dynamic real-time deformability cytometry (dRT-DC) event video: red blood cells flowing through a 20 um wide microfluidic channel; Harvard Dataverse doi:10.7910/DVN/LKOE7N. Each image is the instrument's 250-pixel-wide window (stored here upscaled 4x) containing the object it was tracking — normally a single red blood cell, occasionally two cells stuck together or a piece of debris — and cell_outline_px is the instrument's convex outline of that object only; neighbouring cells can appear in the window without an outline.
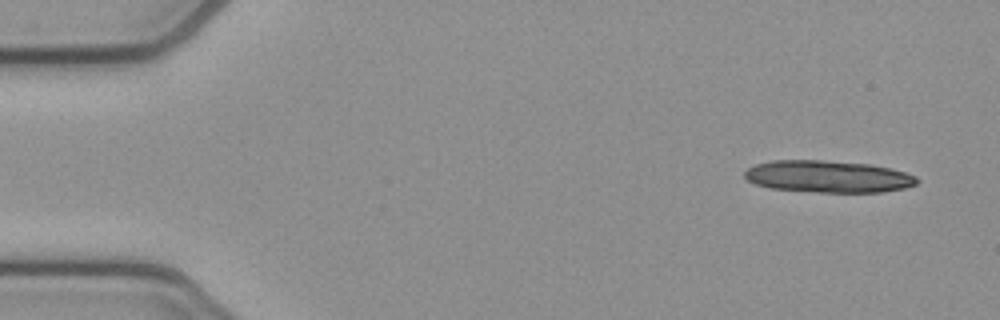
{"species": "common noctule bat (a hibernating species)", "species_latin": "Nyctalus noctula", "temperature_condition": "cold", "stored_images_in_passage": 31, "camera_frame_rate_fps": 3000, "um_per_image_px": 0.085, "animal": {"sex": "female", "body_mass_g": 21.9}, "frame": {"image": 1, "passage_image": 1, "time_ms": 0.0, "image_size_px": [1000, 320], "cell_outline_px": [[920, 180], [916, 184], [904, 188], [880, 192], [820, 192], [772, 188], [756, 184], [748, 180], [744, 176], [744, 172], [748, 168], [756, 164], [772, 160], [820, 160], [872, 164], [904, 172], [916, 176]], "centroid_in_image_um": [70.39, 15.0], "position_along_channel_um": 14.6, "area_um2": 31.96}}
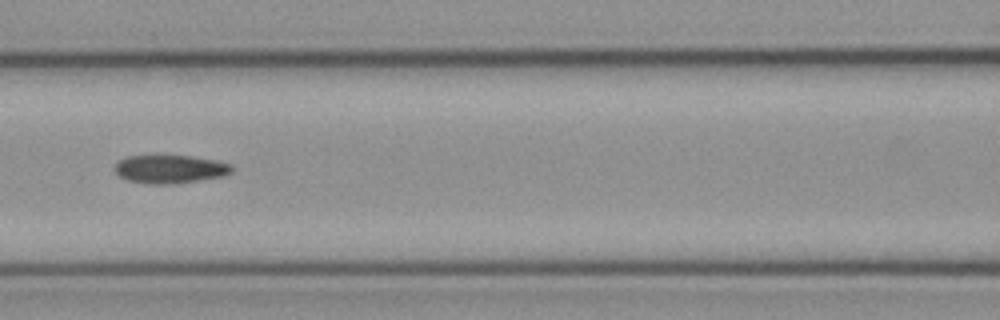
{"frame": {"image": 2, "passage_image": 21, "time_ms": 6.667, "image_size_px": [1000, 320], "cell_outline_px": [[232, 172], [224, 176], [196, 180], [164, 184], [152, 184], [128, 180], [120, 176], [116, 172], [116, 160], [128, 156], [192, 156], [216, 160], [232, 164]], "centroid_in_image_um": [14.46, 14.36], "position_along_channel_um": 152.1, "area_um2": 19.02}}
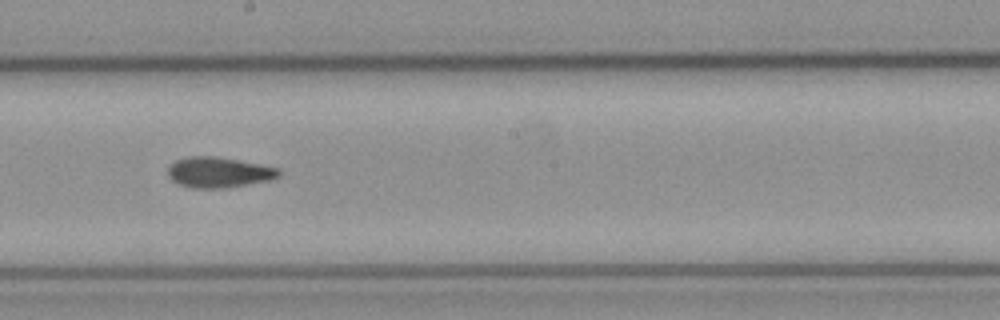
{"frame": {"image": 3, "passage_image": 27, "time_ms": 8.667, "image_size_px": [1000, 320], "cell_outline_px": [[280, 176], [272, 180], [228, 188], [192, 188], [180, 184], [172, 180], [168, 176], [168, 168], [176, 160], [188, 156], [216, 156], [260, 164], [280, 168]], "centroid_in_image_um": [18.63, 14.65], "position_along_channel_um": 229.6, "area_um2": 19.88}}